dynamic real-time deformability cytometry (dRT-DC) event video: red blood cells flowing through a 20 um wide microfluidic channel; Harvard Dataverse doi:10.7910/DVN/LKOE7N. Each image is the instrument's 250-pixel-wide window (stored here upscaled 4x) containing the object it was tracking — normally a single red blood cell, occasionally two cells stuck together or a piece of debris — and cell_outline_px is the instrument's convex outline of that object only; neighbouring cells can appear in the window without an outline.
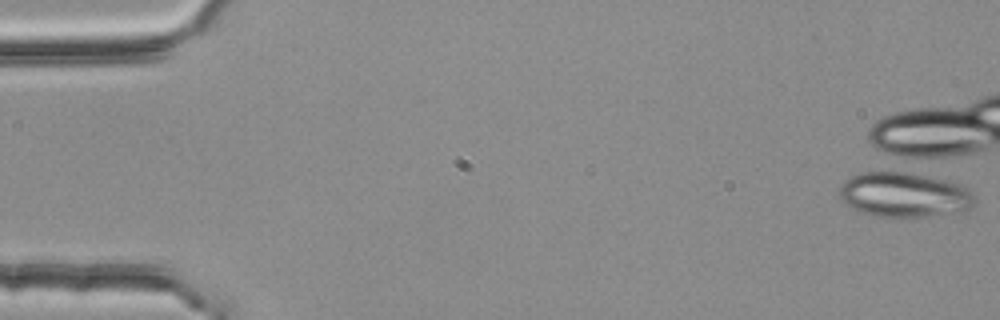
{"species": "common noctule bat (a hibernating species)", "species_latin": "Nyctalus noctula", "temperature_condition": "room temperature", "stored_images_in_passage": 1, "camera_frame_rate_fps": 3000, "um_per_image_px": 0.085, "animal": {"sex": "female", "body_mass_g": 25.1}, "frame": {"image": 1, "passage_image": 1, "time_ms": 0.0, "image_size_px": [1000, 320], "cell_outline_px": [[972, 200], [964, 208], [920, 216], [876, 216], [856, 208], [844, 200], [840, 196], [840, 188], [852, 176], [864, 172], [892, 168], [912, 172], [956, 184], [964, 188], [972, 196]], "centroid_in_image_um": [76.72, 16.47], "position_along_channel_um": 8.3, "area_um2": 33.64}}